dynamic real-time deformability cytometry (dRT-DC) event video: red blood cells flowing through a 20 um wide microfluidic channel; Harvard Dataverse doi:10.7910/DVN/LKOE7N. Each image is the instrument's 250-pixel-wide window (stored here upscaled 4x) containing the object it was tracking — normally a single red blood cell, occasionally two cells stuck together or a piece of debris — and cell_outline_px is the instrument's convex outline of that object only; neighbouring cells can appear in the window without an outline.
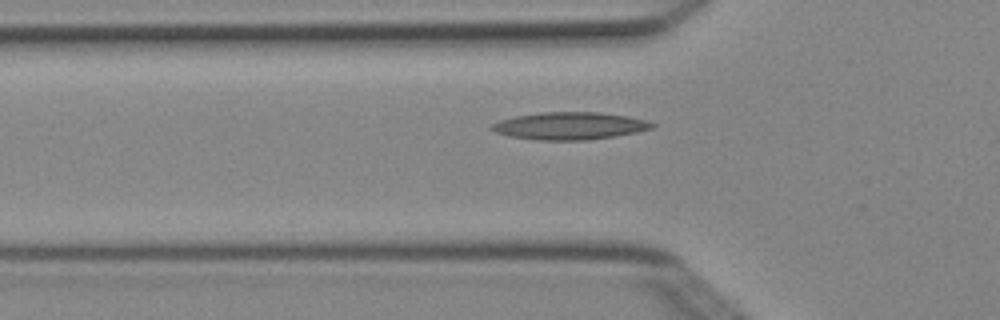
{"species": "Egyptian fruit bat (a non-hibernating species)", "species_latin": "Rousettus aegyptiacus", "temperature_condition": "cold", "stored_images_in_passage": 7, "camera_frame_rate_fps": 3000, "um_per_image_px": 0.085, "animal": {"sex": "female"}, "frame": {"image": 1, "passage_image": 6, "time_ms": 1.667, "image_size_px": [1000, 320], "cell_outline_px": [[656, 124], [652, 128], [636, 132], [616, 136], [588, 140], [536, 140], [508, 136], [496, 132], [488, 128], [492, 124], [500, 120], [516, 116], [544, 112], [600, 112], [628, 116], [648, 120]], "centroid_in_image_um": [48.44, 10.7], "position_along_channel_um": 77.4, "area_um2": 25.72}}
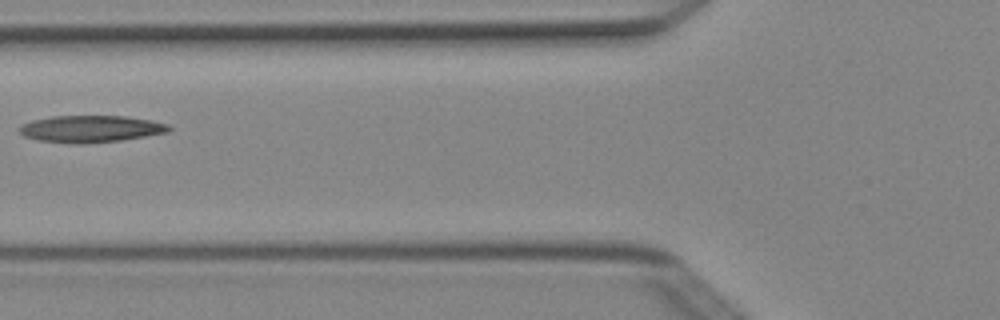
{"frame": {"image": 2, "passage_image": 7, "time_ms": 2.0, "image_size_px": [1000, 320], "cell_outline_px": [[172, 128], [168, 132], [120, 140], [84, 144], [72, 144], [36, 140], [24, 136], [20, 132], [20, 124], [32, 120], [52, 116], [124, 116], [152, 120], [168, 124]], "centroid_in_image_um": [7.69, 10.95], "position_along_channel_um": 118.1, "area_um2": 23.52}}